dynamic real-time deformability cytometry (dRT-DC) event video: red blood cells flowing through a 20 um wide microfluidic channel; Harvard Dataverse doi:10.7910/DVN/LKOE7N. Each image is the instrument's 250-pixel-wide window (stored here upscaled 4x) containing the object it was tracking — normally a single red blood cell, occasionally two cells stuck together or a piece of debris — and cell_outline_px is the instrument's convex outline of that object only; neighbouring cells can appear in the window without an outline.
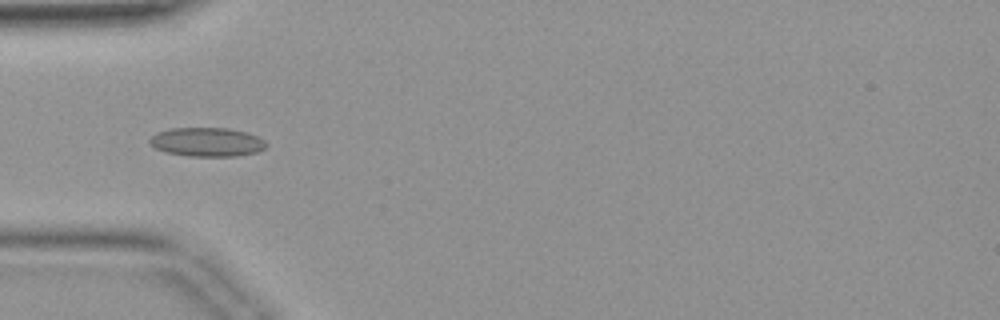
{"species": "common noctule bat (a hibernating species)", "species_latin": "Nyctalus noctula", "temperature_condition": "warm", "stored_images_in_passage": 40, "camera_frame_rate_fps": 3000, "um_per_image_px": 0.085, "animal": {"sex": "female", "body_mass_g": 19.9}, "frame": {"image": 1, "passage_image": 12, "time_ms": 3.667, "image_size_px": [1000, 320], "cell_outline_px": [[268, 144], [264, 148], [256, 152], [236, 156], [188, 156], [164, 152], [148, 144], [148, 140], [156, 132], [172, 128], [228, 128], [248, 132], [264, 140]], "centroid_in_image_um": [17.56, 12.07], "position_along_channel_um": 67.4, "area_um2": 19.77}}